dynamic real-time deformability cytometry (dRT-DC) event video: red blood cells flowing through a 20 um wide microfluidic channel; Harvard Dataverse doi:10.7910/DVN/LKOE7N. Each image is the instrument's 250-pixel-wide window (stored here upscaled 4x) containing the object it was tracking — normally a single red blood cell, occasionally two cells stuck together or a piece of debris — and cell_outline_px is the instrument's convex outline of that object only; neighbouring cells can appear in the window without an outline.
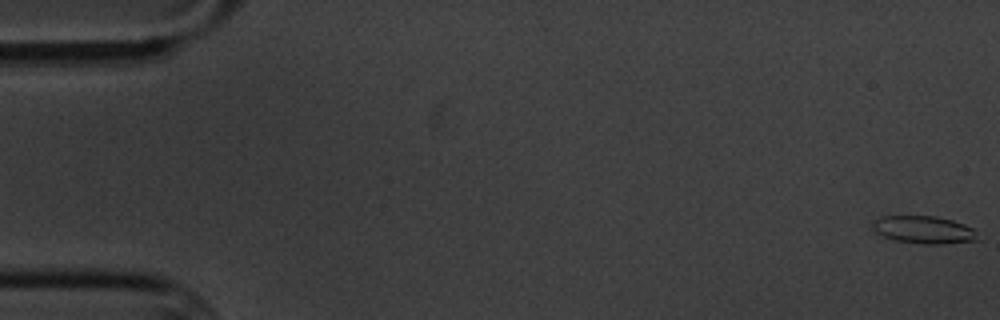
{"species": "common noctule bat (a hibernating species)", "species_latin": "Nyctalus noctula", "temperature_condition": "cold", "stored_images_in_passage": 10, "camera_frame_rate_fps": 3000, "um_per_image_px": 0.085, "animal": {"sex": "male", "body_mass_g": 20.1, "forearm_length_mm": 53.5}, "frame": {"image": 1, "passage_image": 1, "time_ms": 0.0, "image_size_px": [1000, 320], "cell_outline_px": [[980, 240], [944, 244], [924, 244], [896, 240], [884, 236], [876, 232], [872, 228], [872, 224], [876, 220], [884, 216], [936, 216], [952, 220], [964, 224], [972, 228]], "centroid_in_image_um": [78.55, 19.53], "position_along_channel_um": 6.4, "area_um2": 16.76}}
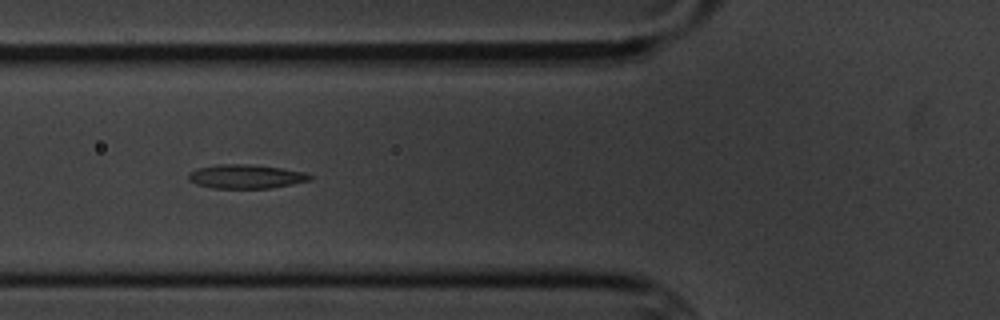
{"frame": {"image": 2, "passage_image": 7, "time_ms": 7.0, "image_size_px": [1000, 320], "cell_outline_px": [[312, 180], [292, 184], [268, 188], [212, 188], [196, 184], [188, 180], [188, 172], [196, 168], [216, 164], [248, 164], [280, 168], [304, 172], [312, 176]], "centroid_in_image_um": [20.85, 15.0], "position_along_channel_um": 105.0, "area_um2": 16.99}}
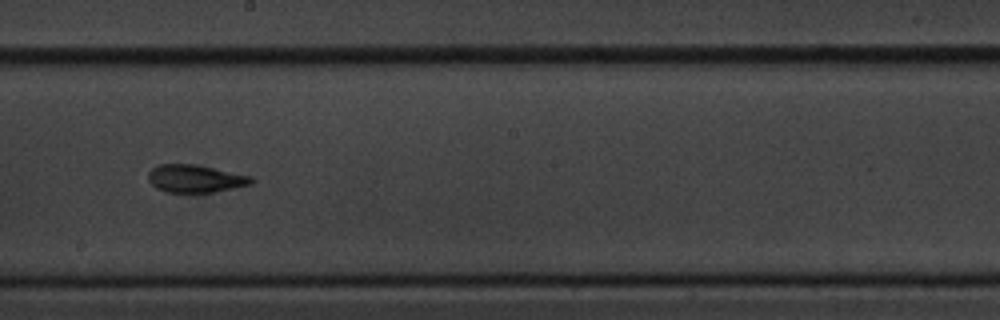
{"frame": {"image": 3, "passage_image": 10, "time_ms": 10.667, "image_size_px": [1000, 320], "cell_outline_px": [[256, 180], [252, 184], [216, 192], [168, 192], [156, 188], [148, 180], [148, 172], [156, 164], [192, 164], [252, 176]], "centroid_in_image_um": [16.6, 15.18], "position_along_channel_um": 231.6, "area_um2": 16.65}}